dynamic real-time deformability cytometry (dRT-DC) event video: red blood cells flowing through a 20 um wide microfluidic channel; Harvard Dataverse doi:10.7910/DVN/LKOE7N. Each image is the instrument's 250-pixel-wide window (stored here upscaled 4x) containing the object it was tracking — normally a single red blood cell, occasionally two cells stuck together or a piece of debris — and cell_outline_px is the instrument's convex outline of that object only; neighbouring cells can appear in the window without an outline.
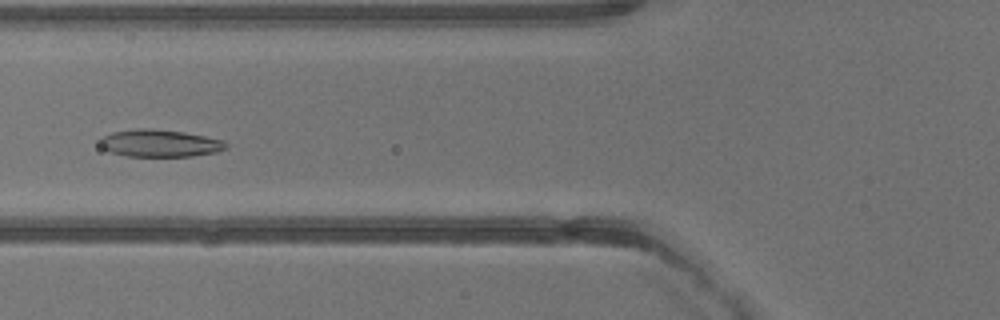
{"species": "common noctule bat (a hibernating species)", "species_latin": "Nyctalus noctula", "temperature_condition": "warm", "stored_images_in_passage": 41, "camera_frame_rate_fps": 3000, "um_per_image_px": 0.085, "animal": {"sex": "male", "body_mass_g": 13.3}, "frame": {"image": 1, "passage_image": 17, "time_ms": 5.333, "image_size_px": [1000, 320], "cell_outline_px": [[228, 148], [216, 152], [192, 156], [128, 156], [108, 152], [100, 148], [100, 140], [104, 136], [112, 132], [136, 128], [148, 128], [184, 132], [224, 140], [228, 144]], "centroid_in_image_um": [13.57, 12.18], "position_along_channel_um": 112.2, "area_um2": 20.17}}
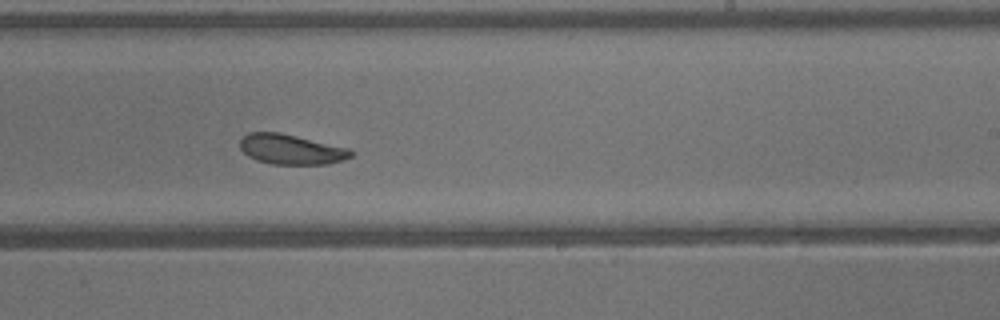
{"frame": {"image": 2, "passage_image": 26, "time_ms": 8.333, "image_size_px": [1000, 320], "cell_outline_px": [[356, 152], [352, 156], [344, 160], [328, 164], [272, 164], [256, 160], [248, 156], [240, 148], [240, 140], [248, 132], [280, 132], [348, 148]], "centroid_in_image_um": [24.76, 12.7], "position_along_channel_um": 264.2, "area_um2": 19.48}}
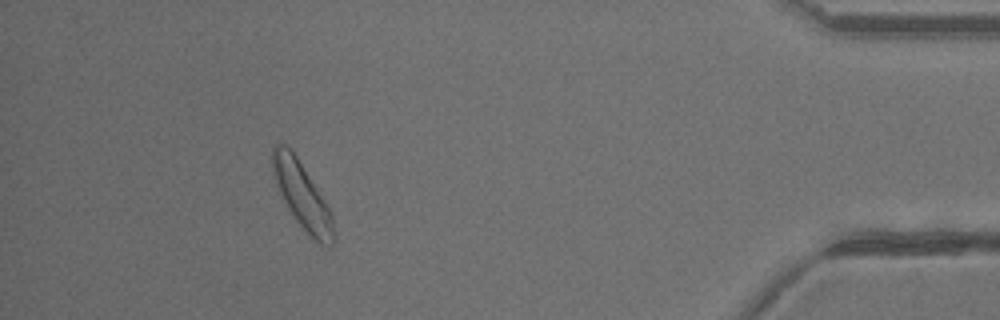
{"frame": {"image": 3, "passage_image": 38, "time_ms": 12.333, "image_size_px": [1000, 320], "cell_outline_px": [[332, 244], [320, 244], [296, 220], [288, 208], [276, 184], [272, 172], [272, 148], [276, 144], [284, 144], [296, 156], [324, 200], [332, 216]], "centroid_in_image_um": [25.62, 16.56], "position_along_channel_um": 409.6, "area_um2": 22.31}}